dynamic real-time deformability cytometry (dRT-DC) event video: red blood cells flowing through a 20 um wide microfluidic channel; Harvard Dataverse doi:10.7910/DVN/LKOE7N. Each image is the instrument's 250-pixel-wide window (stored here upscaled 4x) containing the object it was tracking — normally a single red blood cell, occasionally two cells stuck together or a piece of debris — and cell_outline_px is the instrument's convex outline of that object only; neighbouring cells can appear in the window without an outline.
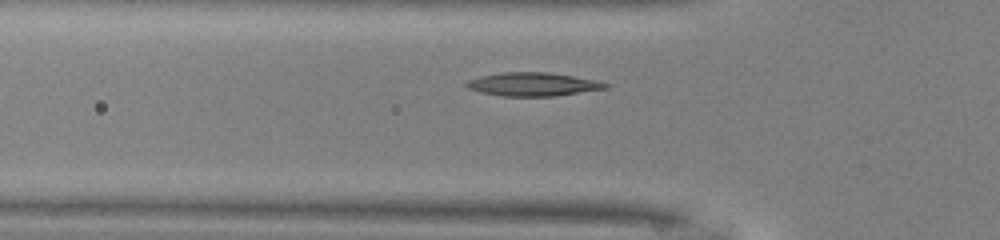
{"species": "common noctule bat (a hibernating species)", "species_latin": "Nyctalus noctula", "temperature_condition": "warm", "stored_images_in_passage": 32, "camera_frame_rate_fps": 3000, "um_per_image_px": 0.085, "animal": {"sex": "male", "body_mass_g": 13.0, "forearm_length_mm": 53.1}, "frame": {"image": 1, "passage_image": 10, "time_ms": 3.0, "image_size_px": [1000, 240], "cell_outline_px": [[608, 88], [556, 96], [500, 96], [480, 92], [468, 88], [464, 84], [468, 80], [480, 76], [504, 72], [548, 72], [600, 80], [608, 84]], "centroid_in_image_um": [45.32, 7.16], "position_along_channel_um": 80.5, "area_um2": 19.13}}
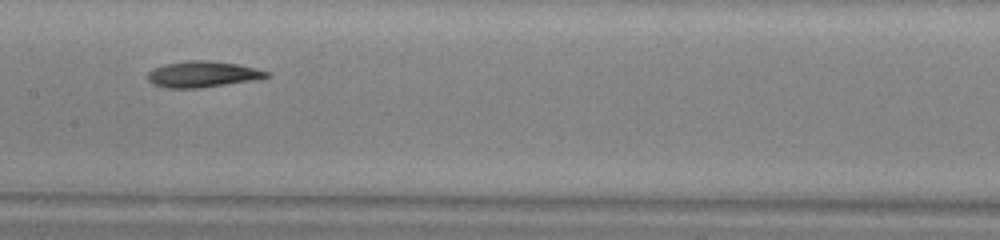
{"frame": {"image": 2, "passage_image": 18, "time_ms": 5.667, "image_size_px": [1000, 240], "cell_outline_px": [[272, 76], [224, 84], [196, 88], [164, 88], [152, 84], [148, 80], [148, 72], [152, 68], [164, 64], [184, 60], [212, 60], [240, 64], [256, 68], [268, 72]], "centroid_in_image_um": [17.16, 6.29], "position_along_channel_um": 190.2, "area_um2": 18.09}}
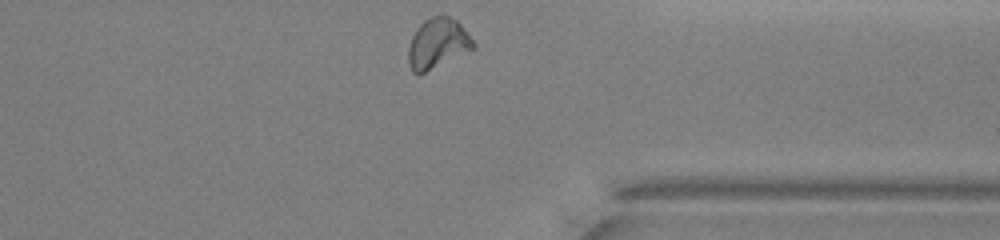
{"frame": {"image": 3, "passage_image": 32, "time_ms": 10.333, "image_size_px": [1000, 240], "cell_outline_px": [[476, 48], [424, 72], [412, 72], [408, 64], [408, 48], [412, 36], [416, 28], [424, 20], [432, 16], [448, 16], [456, 20], [460, 24], [476, 44]], "centroid_in_image_um": [37.19, 3.68], "position_along_channel_um": 374.2, "area_um2": 18.73}, "authors_computed_cell_mechanics": {"area_um2": 18.0336, "velocity_mm_per_s": 4.1091, "shape_relaxation_time_tau1_ms": 7.5012, "shape_relaxation_time_tau2_ms": 6.9586, "deformation_change_tau1": 0.1822, "deformation_change_tau2": 0.1264}}